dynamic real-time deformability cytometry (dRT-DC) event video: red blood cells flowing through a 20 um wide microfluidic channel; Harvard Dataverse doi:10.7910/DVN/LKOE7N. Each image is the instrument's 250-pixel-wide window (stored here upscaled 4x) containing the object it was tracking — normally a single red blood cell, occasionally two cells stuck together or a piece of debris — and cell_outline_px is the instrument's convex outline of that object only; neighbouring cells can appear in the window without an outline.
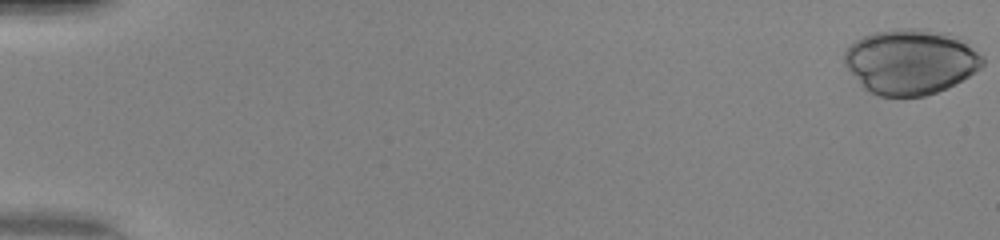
{"species": "human", "species_latin": "Homo sapiens", "temperature_condition": "warm", "stored_images_in_passage": 51, "camera_frame_rate_fps": 3000, "um_per_image_px": 0.085, "donor": {"sex": "female"}, "frame": {"image": 1, "passage_image": 1, "time_ms": 0.0, "image_size_px": [1000, 240], "cell_outline_px": [[984, 64], [976, 72], [948, 88], [924, 96], [876, 96], [864, 88], [860, 84], [844, 64], [844, 52], [856, 40], [864, 36], [876, 32], [900, 28], [924, 28], [948, 32], [960, 36], [984, 56]], "centroid_in_image_um": [77.45, 5.23], "position_along_channel_um": 7.5, "area_um2": 53.06}}
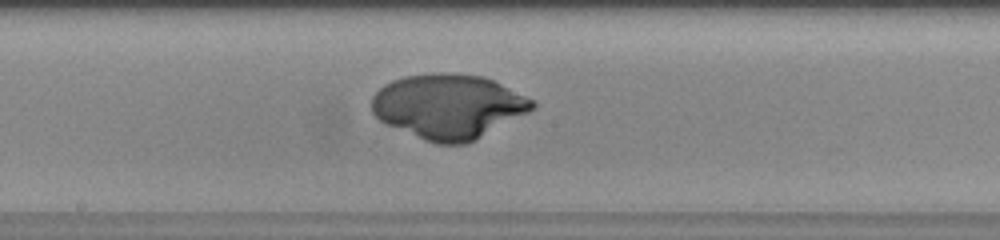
{"frame": {"image": 2, "passage_image": 29, "time_ms": 9.333, "image_size_px": [1000, 240], "cell_outline_px": [[536, 108], [476, 140], [464, 144], [436, 144], [424, 140], [388, 124], [380, 120], [372, 112], [372, 96], [384, 84], [392, 80], [404, 76], [440, 72], [484, 76], [536, 100]], "centroid_in_image_um": [38.14, 9.04], "position_along_channel_um": 210.1, "area_um2": 60.46}}
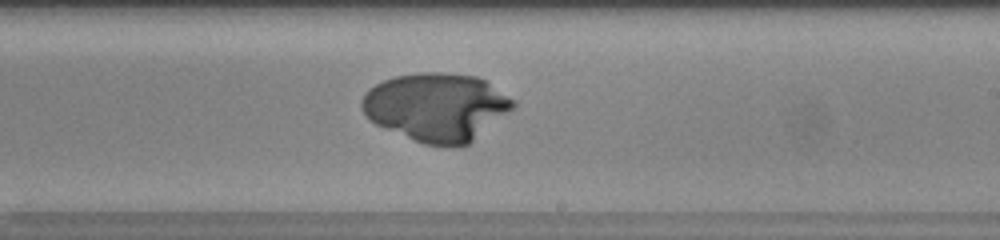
{"frame": {"image": 3, "passage_image": 32, "time_ms": 10.333, "image_size_px": [1000, 240], "cell_outline_px": [[516, 104], [508, 112], [468, 144], [452, 148], [448, 148], [424, 144], [376, 124], [364, 116], [360, 104], [360, 100], [368, 88], [384, 80], [396, 76], [420, 72], [444, 72], [476, 76], [484, 80], [512, 100]], "centroid_in_image_um": [37.04, 9.1], "position_along_channel_um": 252.0, "area_um2": 59.77}}